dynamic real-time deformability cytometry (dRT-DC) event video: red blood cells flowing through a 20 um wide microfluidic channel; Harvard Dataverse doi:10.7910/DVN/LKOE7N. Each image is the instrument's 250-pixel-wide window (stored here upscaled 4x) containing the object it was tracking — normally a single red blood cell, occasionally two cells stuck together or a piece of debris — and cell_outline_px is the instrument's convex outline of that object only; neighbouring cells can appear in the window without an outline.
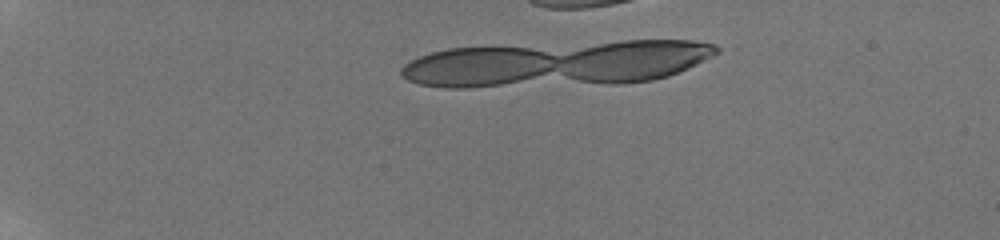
{"species": "human", "species_latin": "Homo sapiens", "temperature_condition": "room temperature", "stored_images_in_passage": 3, "camera_frame_rate_fps": 3000, "um_per_image_px": 0.085, "donor": {"sex": "male"}, "frame": {"image": 1, "passage_image": 1, "time_ms": 0.0, "image_size_px": [1000, 240], "cell_outline_px": [[704, 44], [692, 60], [688, 64], [672, 72], [660, 76], [648, 76], [584, 52], [596, 48], [612, 44], [648, 40], [668, 40]], "centroid_in_image_um": [55.2, 4.72], "position_along_channel_um": 29.8, "area_um2": 19.48}}